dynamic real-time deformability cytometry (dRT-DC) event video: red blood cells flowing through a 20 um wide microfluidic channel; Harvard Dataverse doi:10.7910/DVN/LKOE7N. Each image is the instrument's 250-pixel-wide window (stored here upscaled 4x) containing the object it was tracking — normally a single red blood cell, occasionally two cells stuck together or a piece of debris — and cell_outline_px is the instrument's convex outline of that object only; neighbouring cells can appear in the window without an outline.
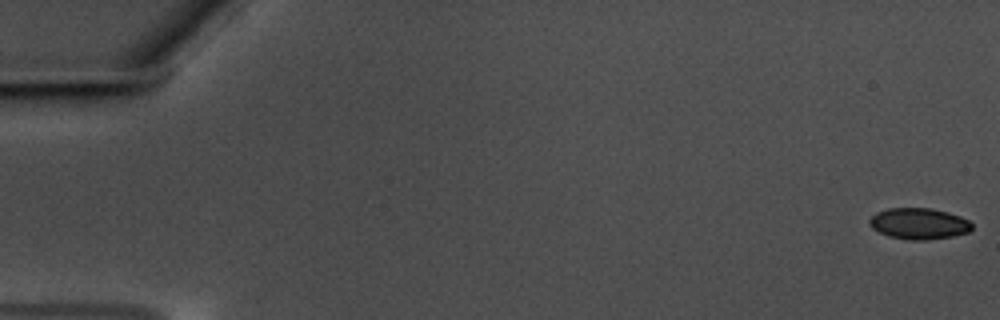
{"species": "common noctule bat (a hibernating species)", "species_latin": "Nyctalus noctula", "temperature_condition": "warm", "stored_images_in_passage": 59, "camera_frame_rate_fps": 3000, "um_per_image_px": 0.085, "animal": {"sex": "male", "body_mass_g": 17.5, "forearm_length_mm": 52.3}, "frame": {"image": 1, "passage_image": 1, "time_ms": 0.0, "image_size_px": [1000, 320], "cell_outline_px": [[972, 228], [968, 232], [952, 236], [928, 240], [908, 240], [888, 236], [872, 228], [868, 224], [868, 220], [876, 212], [888, 208], [932, 208], [948, 212], [960, 216], [968, 220], [972, 224]], "centroid_in_image_um": [78.09, 19.0], "position_along_channel_um": 6.9, "area_um2": 18.73}}
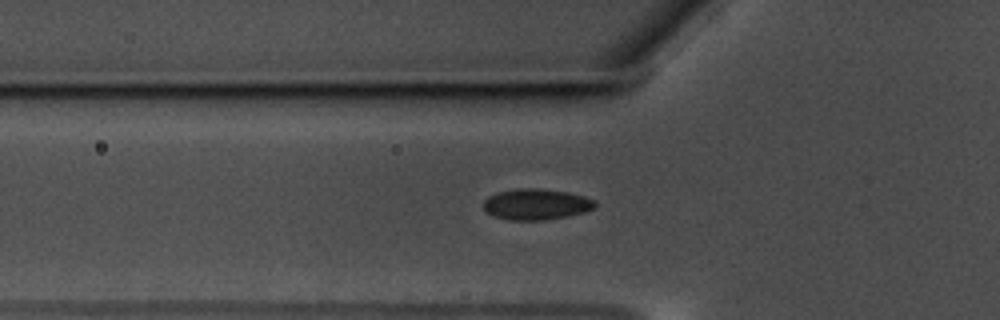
{"frame": {"image": 2, "passage_image": 21, "time_ms": 6.667, "image_size_px": [1000, 320], "cell_outline_px": [[596, 204], [592, 208], [584, 212], [568, 216], [544, 220], [508, 220], [492, 216], [484, 208], [484, 200], [488, 196], [496, 192], [516, 188], [536, 188], [568, 192], [584, 196], [596, 200]], "centroid_in_image_um": [45.55, 17.36], "position_along_channel_um": 80.2, "area_um2": 20.23}}
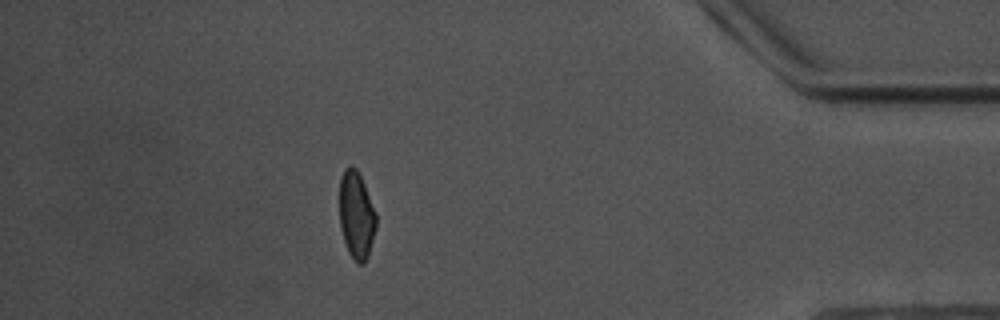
{"frame": {"image": 3, "passage_image": 52, "time_ms": 17.0, "image_size_px": [1000, 320], "cell_outline_px": [[376, 228], [368, 256], [364, 264], [356, 264], [348, 252], [340, 228], [340, 180], [344, 168], [352, 164], [356, 168], [364, 184], [376, 212]], "centroid_in_image_um": [30.29, 18.3], "position_along_channel_um": 404.9, "area_um2": 18.79}, "authors_computed_cell_mechanics": {"area_um2": 19.3052, "velocity_mm_per_s": 3.5556, "shape_relaxation_time_tau1_ms": 3.272, "shape_relaxation_time_tau2_ms": null, "deformation_change_tau1": 0.0959, "deformation_change_tau2": null}}